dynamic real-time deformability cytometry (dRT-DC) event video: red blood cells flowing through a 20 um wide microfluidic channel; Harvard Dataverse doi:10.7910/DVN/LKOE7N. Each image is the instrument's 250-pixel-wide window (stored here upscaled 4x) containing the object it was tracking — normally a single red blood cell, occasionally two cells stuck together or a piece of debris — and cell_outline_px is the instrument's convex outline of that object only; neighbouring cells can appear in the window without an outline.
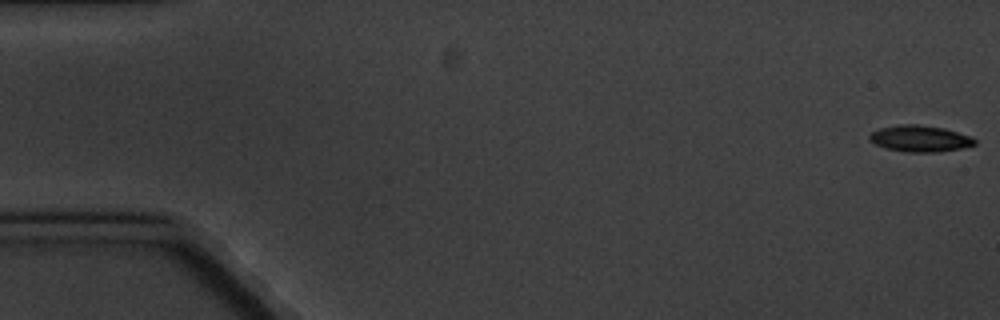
{"species": "common noctule bat (a hibernating species)", "species_latin": "Nyctalus noctula", "temperature_condition": "cold", "stored_images_in_passage": 7, "camera_frame_rate_fps": 3000, "um_per_image_px": 0.085, "animal": {"sex": "male", "body_mass_g": 20.1, "forearm_length_mm": 53.5}, "frame": {"image": 1, "passage_image": 1, "time_ms": 0.0, "image_size_px": [1000, 320], "cell_outline_px": [[976, 144], [960, 148], [940, 152], [908, 152], [884, 148], [868, 140], [868, 136], [872, 132], [880, 128], [900, 124], [916, 124], [944, 128], [968, 136], [976, 140]], "centroid_in_image_um": [78.15, 11.78], "position_along_channel_um": 6.9, "area_um2": 16.07}}
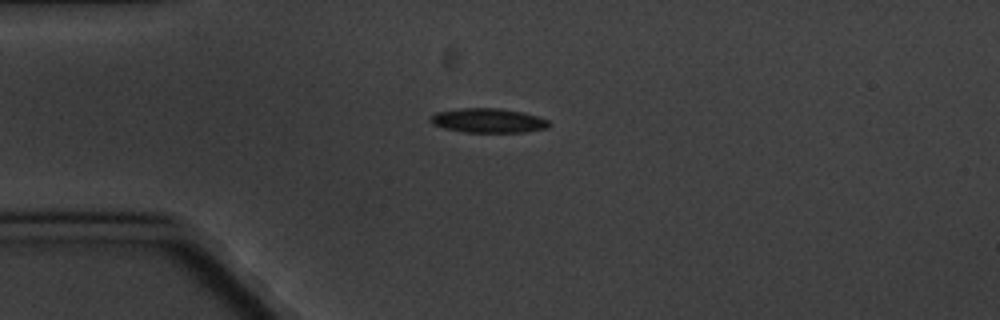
{"frame": {"image": 2, "passage_image": 5, "time_ms": 4.667, "image_size_px": [1000, 320], "cell_outline_px": [[552, 124], [548, 128], [524, 132], [464, 132], [444, 128], [432, 124], [428, 120], [436, 112], [460, 108], [500, 108], [524, 112], [548, 120]], "centroid_in_image_um": [41.51, 10.24], "position_along_channel_um": 43.5, "area_um2": 16.94}}